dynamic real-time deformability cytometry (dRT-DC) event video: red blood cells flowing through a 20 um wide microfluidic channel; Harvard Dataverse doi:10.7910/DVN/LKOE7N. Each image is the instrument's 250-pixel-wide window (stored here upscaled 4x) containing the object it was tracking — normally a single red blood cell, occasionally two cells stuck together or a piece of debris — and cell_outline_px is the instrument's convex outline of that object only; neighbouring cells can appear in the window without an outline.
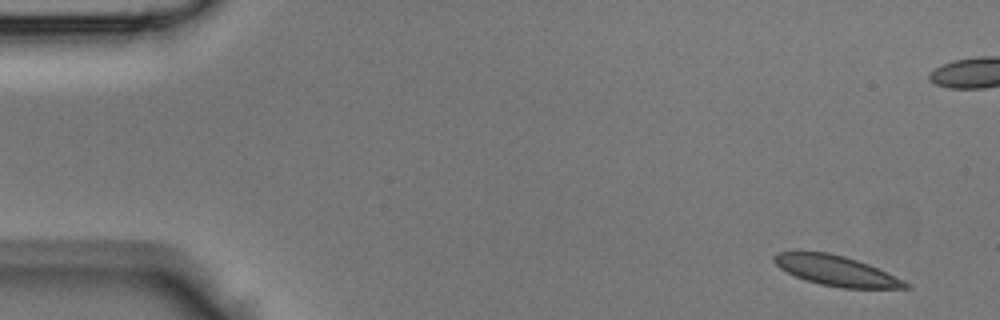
{"species": "Egyptian fruit bat (a non-hibernating species)", "species_latin": "Rousettus aegyptiacus", "temperature_condition": "room temperature", "stored_images_in_passage": 45, "camera_frame_rate_fps": 3000, "um_per_image_px": 0.085, "animal": {"sex": "male"}, "frame": {"image": 1, "passage_image": 2, "time_ms": 0.333, "image_size_px": [1000, 320], "cell_outline_px": [[912, 288], [844, 288], [820, 284], [804, 280], [780, 268], [772, 260], [772, 256], [776, 252], [828, 252], [844, 256], [868, 264], [904, 280], [912, 284]], "centroid_in_image_um": [71.09, 23.02], "position_along_channel_um": 13.9, "area_um2": 22.95}}
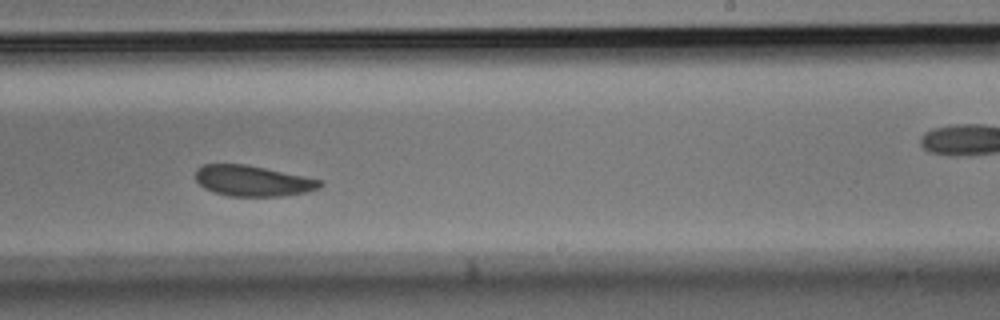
{"frame": {"image": 2, "passage_image": 27, "time_ms": 8.667, "image_size_px": [1000, 320], "cell_outline_px": [[324, 184], [320, 188], [304, 192], [284, 196], [228, 196], [204, 188], [196, 180], [196, 168], [204, 164], [244, 164], [324, 180]], "centroid_in_image_um": [21.5, 15.37], "position_along_channel_um": 267.5, "area_um2": 22.2}}
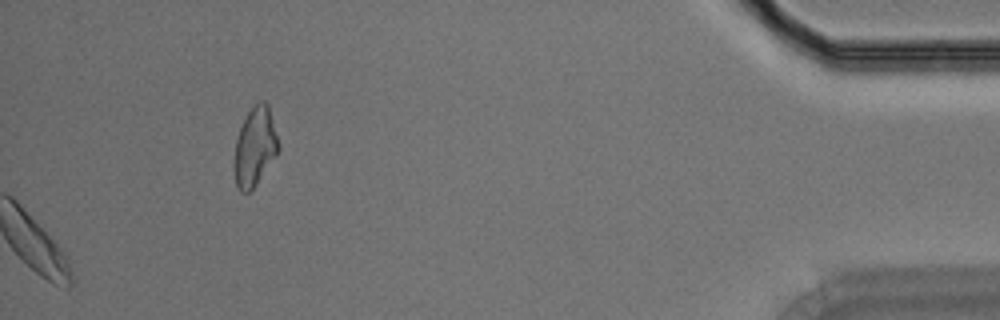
{"frame": {"image": 3, "passage_image": 45, "time_ms": 14.667, "image_size_px": [1000, 320], "cell_outline_px": [[280, 152], [256, 184], [248, 192], [240, 192], [236, 188], [232, 168], [232, 164], [236, 140], [240, 128], [248, 112], [260, 100], [264, 100], [268, 104], [280, 144]], "centroid_in_image_um": [21.66, 12.52], "position_along_channel_um": 413.5, "area_um2": 20.75}}